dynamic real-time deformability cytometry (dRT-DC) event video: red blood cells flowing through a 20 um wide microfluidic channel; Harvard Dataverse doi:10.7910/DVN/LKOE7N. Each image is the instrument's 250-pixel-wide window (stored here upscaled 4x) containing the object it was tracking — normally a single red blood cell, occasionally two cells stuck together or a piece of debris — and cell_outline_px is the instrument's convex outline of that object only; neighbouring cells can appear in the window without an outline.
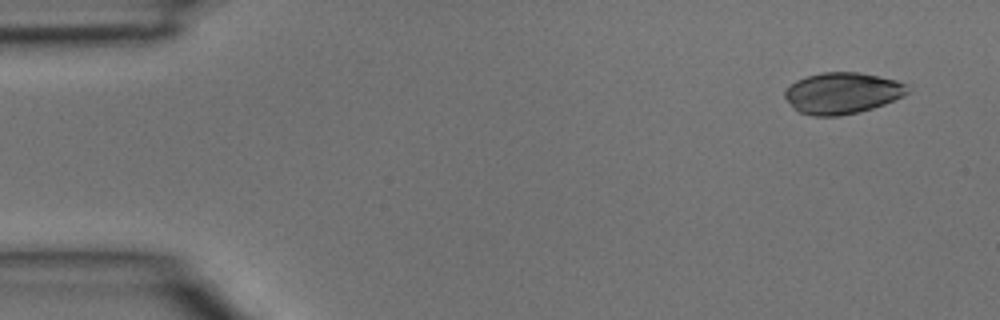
{"species": "common noctule bat (a hibernating species)", "species_latin": "Nyctalus noctula", "temperature_condition": "room temperature", "stored_images_in_passage": 3, "camera_frame_rate_fps": 3000, "um_per_image_px": 0.085, "animal": {"sex": "male", "body_mass_g": 15.6}, "frame": {"image": 1, "passage_image": 1, "time_ms": 0.0, "image_size_px": [1000, 320], "cell_outline_px": [[908, 92], [904, 96], [884, 104], [860, 112], [840, 116], [812, 116], [800, 112], [792, 108], [784, 96], [784, 92], [796, 80], [820, 72], [860, 72], [896, 80], [908, 84]], "centroid_in_image_um": [71.59, 7.92], "position_along_channel_um": 13.4, "area_um2": 29.65}}